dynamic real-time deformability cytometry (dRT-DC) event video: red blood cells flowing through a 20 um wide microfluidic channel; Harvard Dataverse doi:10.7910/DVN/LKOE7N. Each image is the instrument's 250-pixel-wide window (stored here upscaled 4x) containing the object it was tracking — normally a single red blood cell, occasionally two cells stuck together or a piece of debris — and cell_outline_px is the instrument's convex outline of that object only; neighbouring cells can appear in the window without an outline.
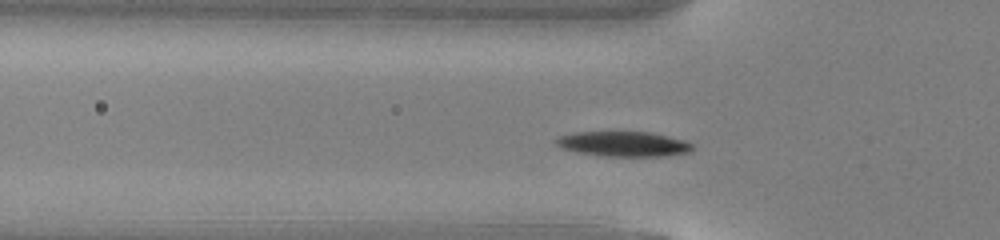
{"species": "common noctule bat (a hibernating species)", "species_latin": "Nyctalus noctula", "temperature_condition": "warm", "stored_images_in_passage": 43, "camera_frame_rate_fps": 3000, "um_per_image_px": 0.085, "animal": {"sex": "male", "body_mass_g": 13.0, "forearm_length_mm": 53.1}, "frame": {"image": 1, "passage_image": 8, "time_ms": 2.333, "image_size_px": [1000, 240], "cell_outline_px": [[692, 148], [688, 152], [668, 156], [596, 156], [576, 152], [560, 148], [552, 140], [560, 136], [572, 132], [652, 132], [684, 140], [692, 144]], "centroid_in_image_um": [52.93, 12.24], "position_along_channel_um": 72.9, "area_um2": 20.11}}
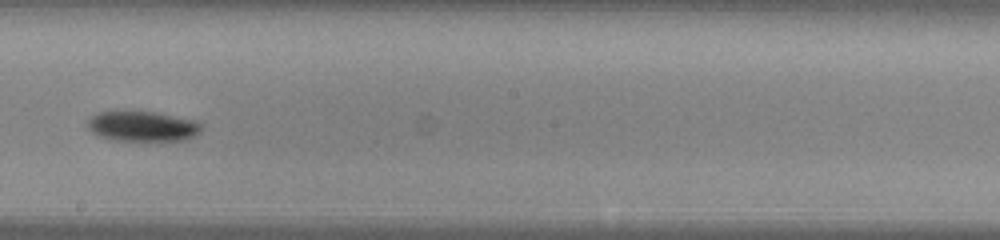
{"frame": {"image": 2, "passage_image": 20, "time_ms": 6.333, "image_size_px": [1000, 240], "cell_outline_px": [[200, 132], [196, 136], [184, 140], [116, 140], [100, 136], [92, 132], [84, 124], [92, 116], [100, 112], [152, 112], [196, 120], [200, 124]], "centroid_in_image_um": [12.11, 10.74], "position_along_channel_um": 236.1, "area_um2": 19.71}}
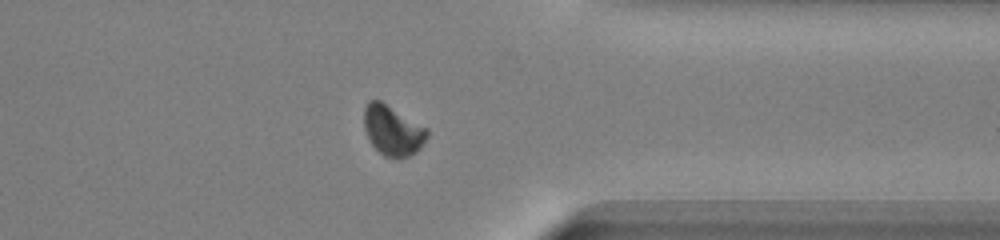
{"frame": {"image": 3, "passage_image": 31, "time_ms": 10.0, "image_size_px": [1000, 240], "cell_outline_px": [[428, 136], [420, 148], [416, 152], [408, 156], [396, 160], [384, 156], [372, 144], [364, 128], [364, 108], [368, 100], [380, 100], [428, 128]], "centroid_in_image_um": [33.39, 11.1], "position_along_channel_um": 378.0, "area_um2": 18.5}, "authors_computed_cell_mechanics": {"area_um2": 18.9584, "velocity_mm_per_s": 4.0862, "shape_relaxation_time_tau1_ms": 1.5386, "shape_relaxation_time_tau2_ms": null, "deformation_change_tau1": 0.1031, "deformation_change_tau2": null}}